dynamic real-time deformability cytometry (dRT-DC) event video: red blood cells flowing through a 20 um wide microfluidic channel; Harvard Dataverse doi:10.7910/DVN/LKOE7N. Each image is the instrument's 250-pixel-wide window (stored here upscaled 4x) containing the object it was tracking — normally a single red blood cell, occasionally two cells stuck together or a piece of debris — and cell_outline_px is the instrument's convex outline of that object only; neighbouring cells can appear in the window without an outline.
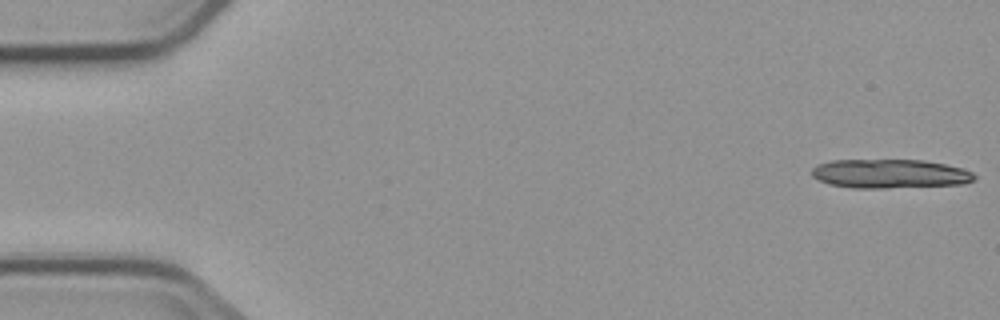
{"species": "common noctule bat (a hibernating species)", "species_latin": "Nyctalus noctula", "temperature_condition": "cold", "stored_images_in_passage": 7, "camera_frame_rate_fps": 3000, "um_per_image_px": 0.085, "animal": {"sex": "male", "body_mass_g": 23.1, "forearm_length_mm": 52.7}, "frame": {"image": 1, "passage_image": 1, "time_ms": 0.0, "image_size_px": [1000, 320], "cell_outline_px": [[976, 180], [964, 184], [888, 188], [852, 188], [828, 184], [812, 176], [812, 168], [816, 164], [832, 160], [924, 160], [964, 168], [972, 172], [976, 176]], "centroid_in_image_um": [75.66, 14.77], "position_along_channel_um": 9.3, "area_um2": 27.74}}
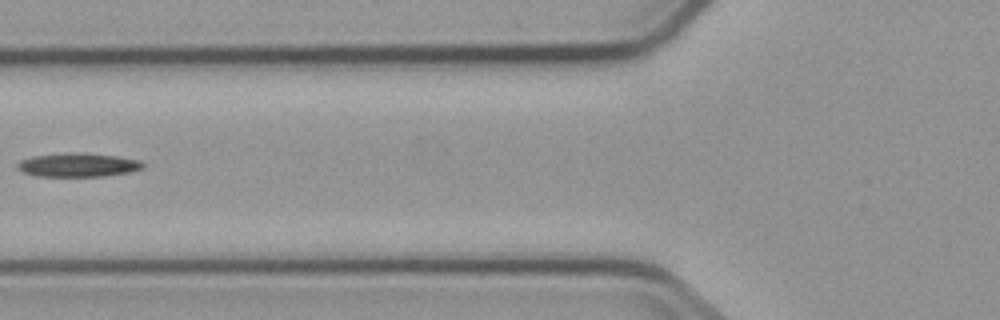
{"frame": {"image": 2, "passage_image": 6, "time_ms": 7.0, "image_size_px": [1000, 320], "cell_outline_px": [[144, 168], [128, 172], [104, 176], [36, 176], [24, 172], [16, 168], [16, 164], [20, 160], [32, 156], [72, 152], [116, 156], [140, 160], [144, 164]], "centroid_in_image_um": [6.6, 14.02], "position_along_channel_um": 119.2, "area_um2": 17.28}}
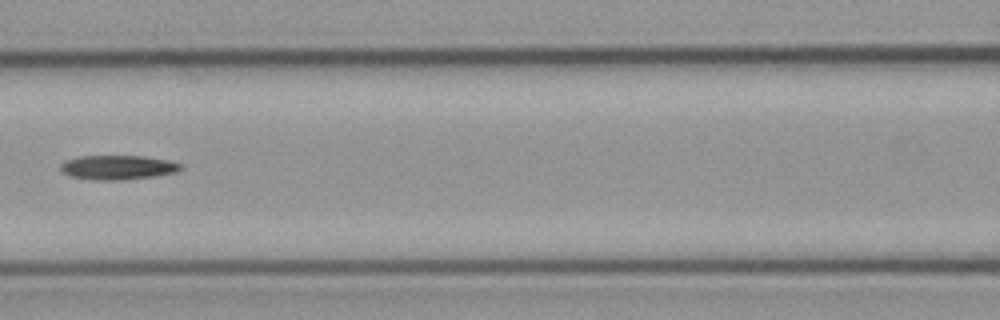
{"frame": {"image": 3, "passage_image": 7, "time_ms": 8.0, "image_size_px": [1000, 320], "cell_outline_px": [[184, 168], [176, 172], [156, 176], [120, 180], [92, 180], [72, 176], [60, 172], [60, 164], [64, 160], [80, 156], [144, 156], [168, 160], [180, 164]], "centroid_in_image_um": [9.99, 14.23], "position_along_channel_um": 156.6, "area_um2": 17.17}}